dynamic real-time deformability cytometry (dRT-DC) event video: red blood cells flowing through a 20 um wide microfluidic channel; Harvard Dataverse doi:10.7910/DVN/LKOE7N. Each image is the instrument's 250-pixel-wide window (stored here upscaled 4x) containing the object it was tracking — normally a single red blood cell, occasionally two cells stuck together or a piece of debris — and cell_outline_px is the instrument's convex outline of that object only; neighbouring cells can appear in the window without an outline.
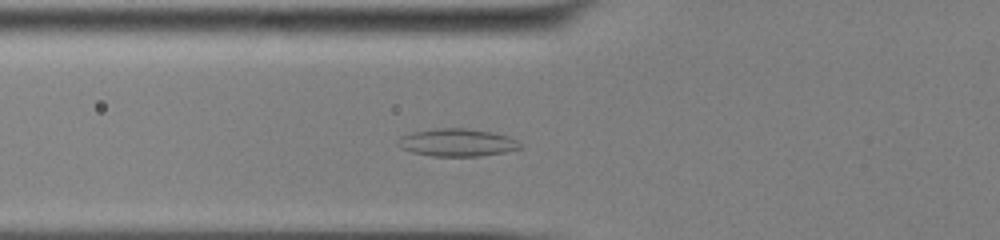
{"species": "common noctule bat (a hibernating species)", "species_latin": "Nyctalus noctula", "temperature_condition": "cold", "stored_images_in_passage": 48, "camera_frame_rate_fps": 3000, "um_per_image_px": 0.085, "animal": {"sex": "male", "body_mass_g": 13.0, "forearm_length_mm": 53.1}, "frame": {"image": 1, "passage_image": 15, "time_ms": 4.667, "image_size_px": [1000, 240], "cell_outline_px": [[524, 148], [504, 152], [480, 156], [432, 156], [412, 152], [400, 148], [396, 144], [400, 136], [412, 132], [436, 128], [464, 128], [492, 132], [508, 136], [516, 140]], "centroid_in_image_um": [38.84, 12.11], "position_along_channel_um": 87.0, "area_um2": 19.77}}
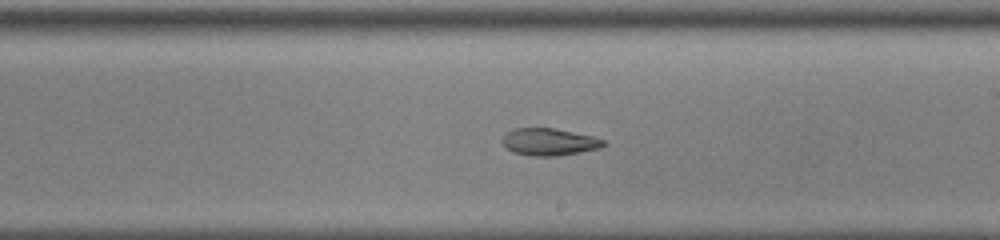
{"frame": {"image": 2, "passage_image": 27, "time_ms": 8.667, "image_size_px": [1000, 240], "cell_outline_px": [[608, 144], [600, 148], [580, 152], [556, 156], [532, 156], [512, 152], [500, 140], [504, 132], [512, 128], [552, 128], [592, 136], [604, 140]], "centroid_in_image_um": [46.64, 12.06], "position_along_channel_um": 242.4, "area_um2": 16.13}}
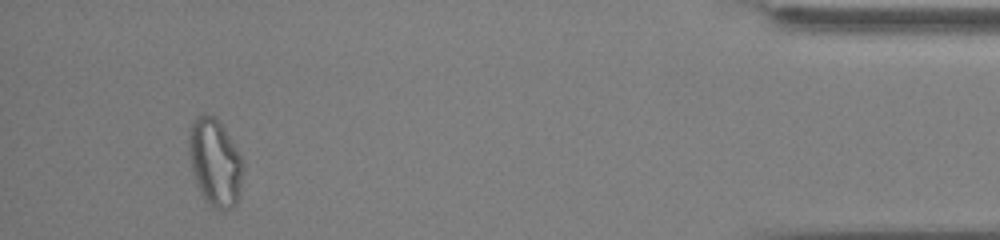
{"frame": {"image": 3, "passage_image": 45, "time_ms": 14.667, "image_size_px": [1000, 240], "cell_outline_px": [[244, 168], [240, 196], [236, 204], [232, 208], [224, 212], [220, 212], [212, 208], [204, 200], [196, 184], [188, 152], [188, 136], [192, 120], [196, 116], [204, 112], [216, 116], [220, 120], [244, 160]], "centroid_in_image_um": [18.29, 13.81], "position_along_channel_um": 416.9, "area_um2": 28.73}, "authors_computed_cell_mechanics": {"area_um2": 20.519, "velocity_mm_per_s": 3.8831, "shape_relaxation_time_tau1_ms": null, "shape_relaxation_time_tau2_ms": 4.7291, "deformation_change_tau1": null, "deformation_change_tau2": 0.1089}}